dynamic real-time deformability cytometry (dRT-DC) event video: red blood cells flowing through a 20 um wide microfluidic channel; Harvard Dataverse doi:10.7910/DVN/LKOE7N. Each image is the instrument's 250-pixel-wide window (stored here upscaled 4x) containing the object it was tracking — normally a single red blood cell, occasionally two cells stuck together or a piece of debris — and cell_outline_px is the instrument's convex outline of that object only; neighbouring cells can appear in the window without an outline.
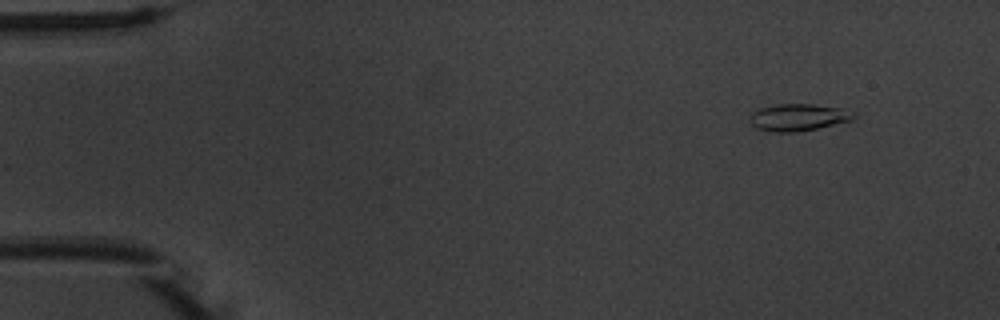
{"species": "common noctule bat (a hibernating species)", "species_latin": "Nyctalus noctula", "temperature_condition": "warm", "stored_images_in_passage": 50, "camera_frame_rate_fps": 3000, "um_per_image_px": 0.085, "animal": {"sex": "male", "body_mass_g": 20.1, "forearm_length_mm": 53.5}, "frame": {"image": 1, "passage_image": 2, "time_ms": 0.333, "image_size_px": [1000, 320], "cell_outline_px": [[856, 116], [852, 120], [816, 128], [796, 132], [772, 132], [756, 128], [748, 120], [752, 112], [760, 108], [776, 104], [812, 104], [840, 108], [856, 112]], "centroid_in_image_um": [67.83, 9.97], "position_along_channel_um": 17.2, "area_um2": 16.36}}
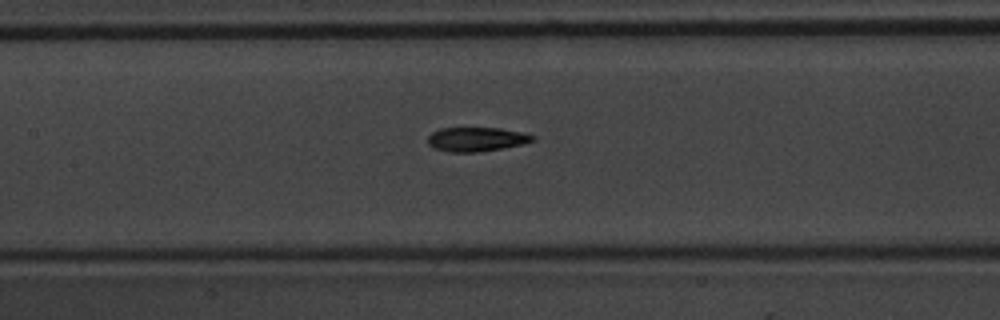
{"frame": {"image": 2, "passage_image": 22, "time_ms": 7.0, "image_size_px": [1000, 320], "cell_outline_px": [[536, 140], [524, 144], [504, 148], [476, 152], [448, 152], [432, 148], [428, 144], [428, 136], [432, 132], [440, 128], [500, 128], [524, 132], [536, 136]], "centroid_in_image_um": [40.52, 11.84], "position_along_channel_um": 166.9, "area_um2": 15.03}}
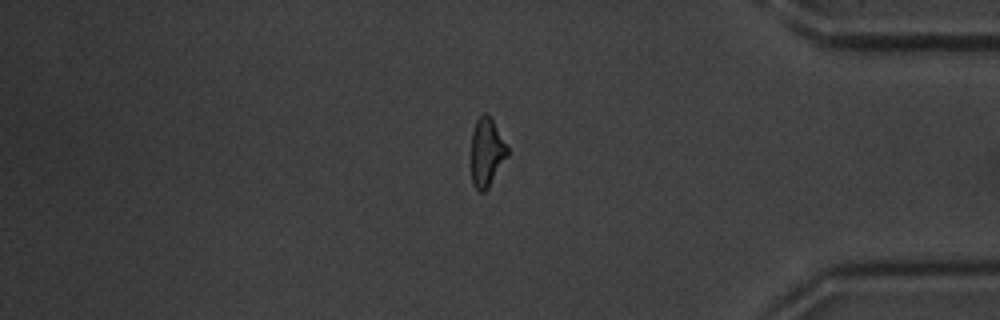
{"frame": {"image": 3, "passage_image": 42, "time_ms": 13.667, "image_size_px": [1000, 320], "cell_outline_px": [[508, 156], [488, 188], [484, 192], [480, 192], [472, 184], [472, 132], [476, 120], [484, 112], [488, 112], [508, 148]], "centroid_in_image_um": [41.37, 12.94], "position_along_channel_um": 393.8, "area_um2": 14.39}, "authors_computed_cell_mechanics": {"area_um2": 15.0858, "velocity_mm_per_s": 3.7767, "shape_relaxation_time_tau1_ms": 2.9708, "shape_relaxation_time_tau2_ms": 3.6834, "deformation_change_tau1": 0.164, "deformation_change_tau2": 0.0988}}